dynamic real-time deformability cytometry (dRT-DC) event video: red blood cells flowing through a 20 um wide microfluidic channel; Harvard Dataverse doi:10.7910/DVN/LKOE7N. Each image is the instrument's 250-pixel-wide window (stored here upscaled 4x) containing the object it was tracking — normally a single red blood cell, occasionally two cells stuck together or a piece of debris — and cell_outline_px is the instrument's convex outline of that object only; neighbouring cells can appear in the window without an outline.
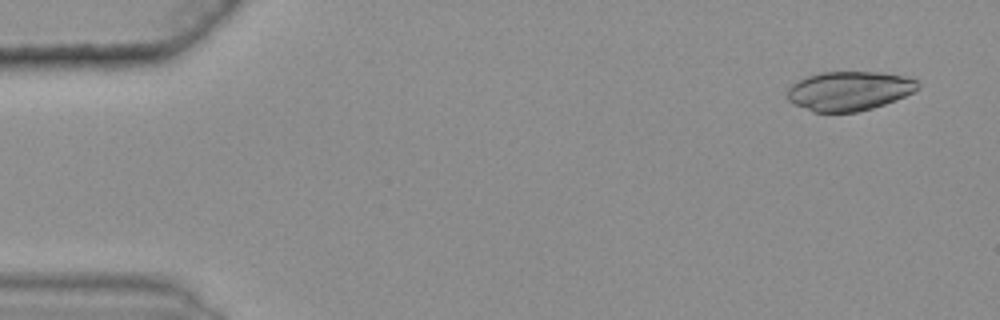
{"species": "common noctule bat (a hibernating species)", "species_latin": "Nyctalus noctula", "temperature_condition": "warm", "stored_images_in_passage": 49, "camera_frame_rate_fps": 3000, "um_per_image_px": 0.085, "animal": {"sex": "female", "body_mass_g": 25.1}, "frame": {"image": 1, "passage_image": 3, "time_ms": 0.667, "image_size_px": [1000, 320], "cell_outline_px": [[920, 88], [896, 100], [872, 108], [856, 112], [812, 112], [788, 100], [788, 88], [792, 84], [808, 76], [820, 72], [880, 72], [908, 76], [916, 80], [920, 84]], "centroid_in_image_um": [72.21, 7.72], "position_along_channel_um": 12.8, "area_um2": 29.82}}
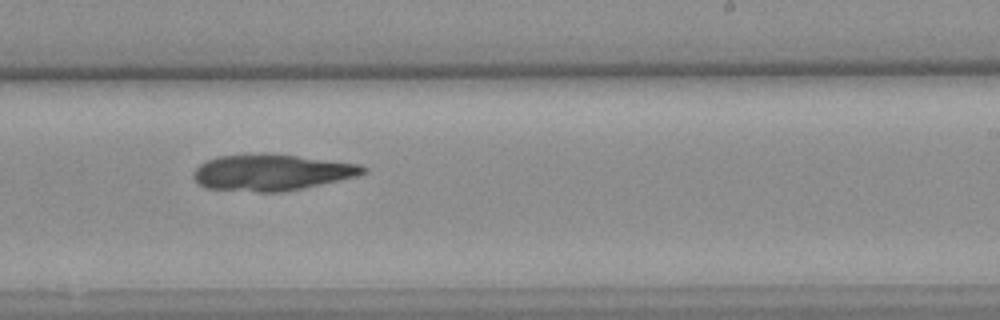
{"frame": {"image": 2, "passage_image": 34, "time_ms": 11.0, "image_size_px": [1000, 320], "cell_outline_px": [[368, 172], [356, 176], [304, 188], [280, 192], [256, 192], [208, 188], [200, 184], [192, 176], [192, 172], [200, 164], [216, 156], [296, 156], [360, 164], [368, 168]], "centroid_in_image_um": [23.11, 14.69], "position_along_channel_um": 265.9, "area_um2": 34.8}}
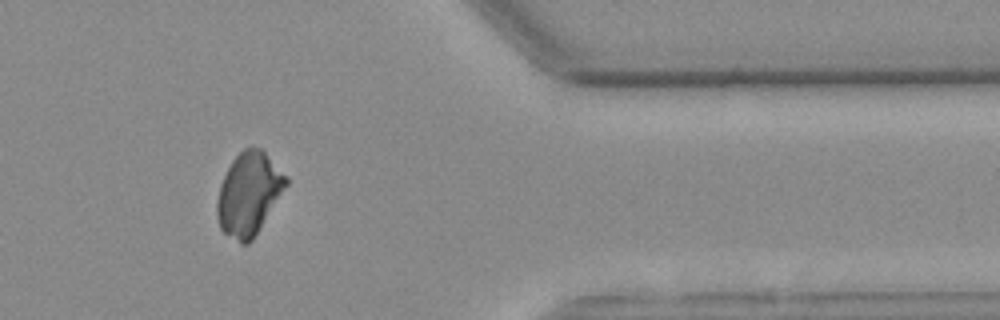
{"frame": {"image": 3, "passage_image": 46, "time_ms": 15.0, "image_size_px": [1000, 320], "cell_outline_px": [[288, 184], [252, 240], [248, 244], [240, 244], [224, 232], [220, 228], [216, 216], [216, 200], [220, 184], [232, 160], [244, 148], [260, 148], [288, 176]], "centroid_in_image_um": [21.13, 16.49], "position_along_channel_um": 390.3, "area_um2": 33.12}}